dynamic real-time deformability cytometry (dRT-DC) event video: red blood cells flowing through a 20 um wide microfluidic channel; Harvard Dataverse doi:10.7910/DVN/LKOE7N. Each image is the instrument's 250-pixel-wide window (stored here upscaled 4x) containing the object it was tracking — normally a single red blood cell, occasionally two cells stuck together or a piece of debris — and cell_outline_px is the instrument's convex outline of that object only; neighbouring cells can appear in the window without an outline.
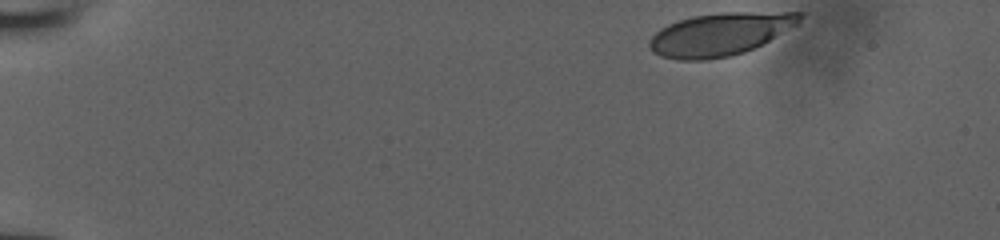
{"species": "human", "species_latin": "Homo sapiens", "temperature_condition": "room temperature", "stored_images_in_passage": 38, "camera_frame_rate_fps": 3000, "um_per_image_px": 0.085, "donor": {"sex": "male"}, "frame": {"image": 1, "passage_image": 1, "time_ms": 0.0, "image_size_px": [1000, 240], "cell_outline_px": [[804, 16], [796, 24], [768, 40], [744, 52], [728, 56], [704, 60], [680, 60], [660, 56], [652, 52], [648, 44], [648, 40], [660, 28], [668, 24], [692, 16], [720, 12], [804, 12]], "centroid_in_image_um": [61.15, 2.9], "position_along_channel_um": 23.9, "area_um2": 37.17}}
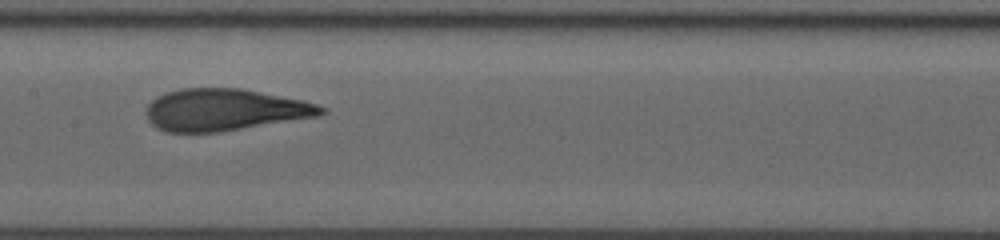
{"frame": {"image": 2, "passage_image": 22, "time_ms": 7.0, "image_size_px": [1000, 240], "cell_outline_px": [[328, 112], [320, 116], [220, 132], [168, 132], [156, 128], [148, 120], [144, 112], [148, 104], [156, 96], [164, 92], [180, 88], [240, 88], [300, 100], [316, 104], [328, 108]], "centroid_in_image_um": [19.06, 9.33], "position_along_channel_um": 188.3, "area_um2": 42.95}}
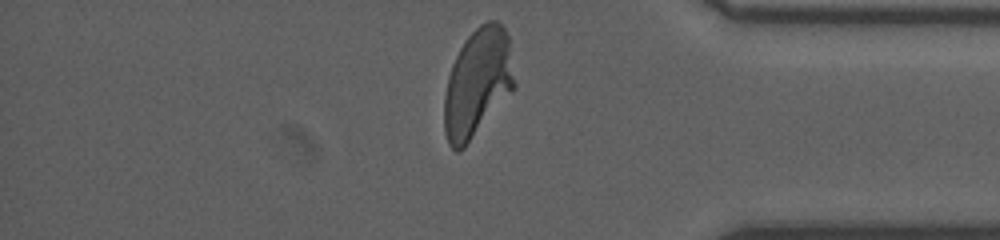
{"frame": {"image": 3, "passage_image": 38, "time_ms": 12.333, "image_size_px": [1000, 240], "cell_outline_px": [[516, 88], [464, 148], [460, 152], [456, 152], [448, 144], [444, 132], [444, 96], [448, 76], [452, 64], [464, 40], [480, 24], [488, 20], [496, 20], [504, 28], [508, 36], [516, 84]], "centroid_in_image_um": [40.59, 7.07], "position_along_channel_um": 394.6, "area_um2": 44.68}}